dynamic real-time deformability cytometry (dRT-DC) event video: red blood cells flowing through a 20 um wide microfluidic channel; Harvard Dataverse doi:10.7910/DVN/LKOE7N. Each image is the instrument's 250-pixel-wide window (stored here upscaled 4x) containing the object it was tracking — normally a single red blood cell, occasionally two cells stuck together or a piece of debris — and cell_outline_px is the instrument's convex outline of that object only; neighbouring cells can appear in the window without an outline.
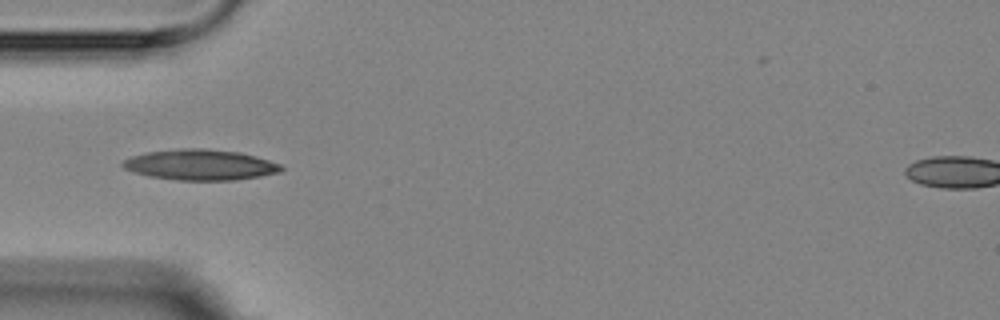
{"species": "Egyptian fruit bat (a non-hibernating species)", "species_latin": "Rousettus aegyptiacus", "temperature_condition": "room temperature", "stored_images_in_passage": 8, "camera_frame_rate_fps": 3000, "um_per_image_px": 0.085, "animal": {"sex": "female"}, "frame": {"image": 1, "passage_image": 5, "time_ms": 4.667, "image_size_px": [1000, 320], "cell_outline_px": [[284, 168], [280, 172], [260, 176], [236, 180], [180, 180], [148, 176], [124, 168], [120, 164], [124, 160], [132, 156], [148, 152], [180, 148], [204, 148], [240, 152], [256, 156], [280, 164]], "centroid_in_image_um": [17.04, 14.0], "position_along_channel_um": 68.0, "area_um2": 28.21}}
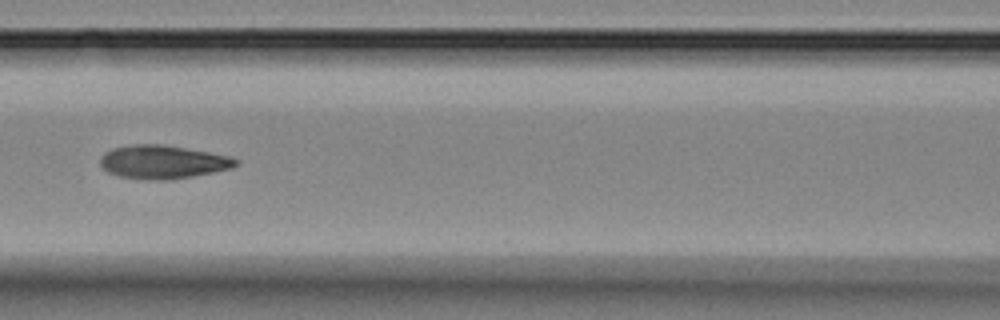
{"frame": {"image": 2, "passage_image": 7, "time_ms": 7.0, "image_size_px": [1000, 320], "cell_outline_px": [[240, 164], [232, 168], [192, 176], [168, 180], [160, 180], [120, 176], [108, 172], [100, 164], [100, 156], [104, 152], [112, 148], [136, 144], [164, 144], [208, 152], [228, 156], [240, 160]], "centroid_in_image_um": [13.85, 13.75], "position_along_channel_um": 152.8, "area_um2": 26.24}}
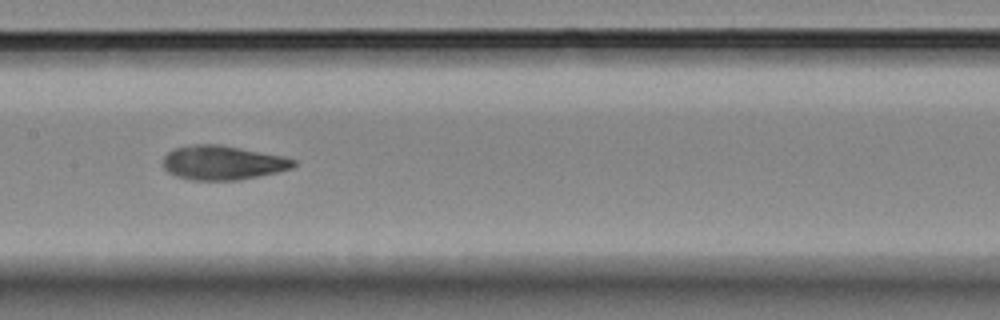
{"frame": {"image": 3, "passage_image": 8, "time_ms": 8.0, "image_size_px": [1000, 320], "cell_outline_px": [[296, 164], [292, 168], [276, 172], [236, 180], [192, 180], [176, 176], [168, 172], [164, 168], [164, 156], [168, 152], [176, 148], [196, 144], [220, 144], [284, 156], [296, 160]], "centroid_in_image_um": [18.93, 13.82], "position_along_channel_um": 188.5, "area_um2": 25.84}}